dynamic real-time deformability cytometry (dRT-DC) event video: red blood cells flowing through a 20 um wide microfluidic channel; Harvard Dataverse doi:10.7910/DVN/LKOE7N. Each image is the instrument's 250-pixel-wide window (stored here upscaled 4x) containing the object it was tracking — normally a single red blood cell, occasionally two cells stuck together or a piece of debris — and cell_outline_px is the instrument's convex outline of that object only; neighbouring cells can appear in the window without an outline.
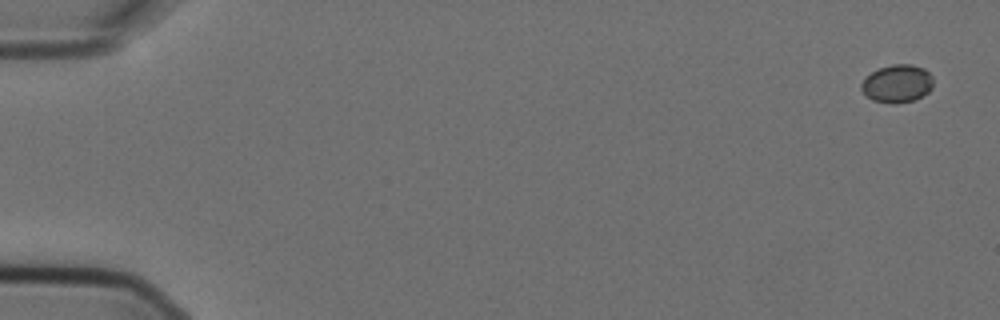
{"species": "Egyptian fruit bat (a non-hibernating species)", "species_latin": "Rousettus aegyptiacus", "temperature_condition": "cold", "stored_images_in_passage": 5, "segment_of_instrument_passage": [2, 2], "camera_frame_rate_fps": 3000, "um_per_image_px": 0.085, "animal": {"sex": "female"}, "frame": {"image": 1, "passage_image": 5, "time_ms": 1.333, "image_size_px": [1000, 320], "cell_outline_px": [[932, 88], [928, 92], [912, 100], [896, 104], [892, 104], [872, 100], [860, 88], [860, 84], [872, 72], [880, 68], [892, 64], [912, 64], [924, 68], [932, 76]], "centroid_in_image_um": [76.27, 7.1], "position_along_channel_um": 8.7, "area_um2": 15.72}}